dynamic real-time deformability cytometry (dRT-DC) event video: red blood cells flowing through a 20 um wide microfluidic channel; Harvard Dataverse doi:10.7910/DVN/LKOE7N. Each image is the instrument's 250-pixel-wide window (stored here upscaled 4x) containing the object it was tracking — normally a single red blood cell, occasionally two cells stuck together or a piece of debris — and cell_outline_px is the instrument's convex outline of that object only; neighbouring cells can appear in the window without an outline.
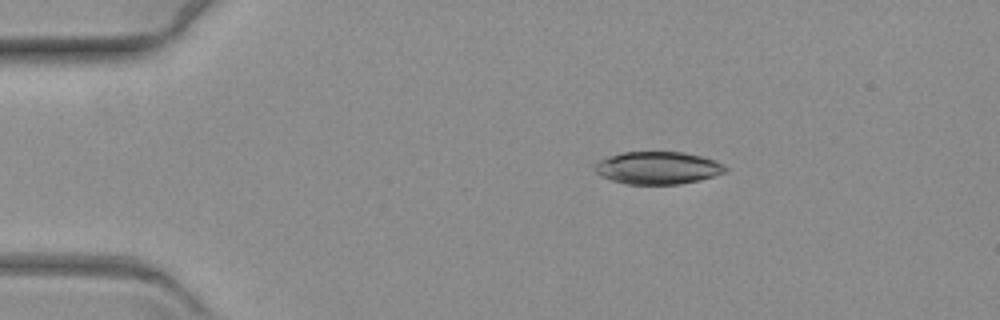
{"species": "common noctule bat (a hibernating species)", "species_latin": "Nyctalus noctula", "temperature_condition": "warm", "stored_images_in_passage": 59, "camera_frame_rate_fps": 3000, "um_per_image_px": 0.085, "animal": {"sex": "female", "body_mass_g": 19.3, "forearm_length_mm": 54.1}, "frame": {"image": 1, "passage_image": 10, "time_ms": 3.0, "image_size_px": [1000, 320], "cell_outline_px": [[728, 168], [724, 172], [712, 176], [680, 184], [624, 184], [612, 180], [596, 172], [596, 160], [608, 156], [624, 152], [684, 152], [716, 160], [724, 164]], "centroid_in_image_um": [55.91, 14.26], "position_along_channel_um": 29.1, "area_um2": 24.57}}
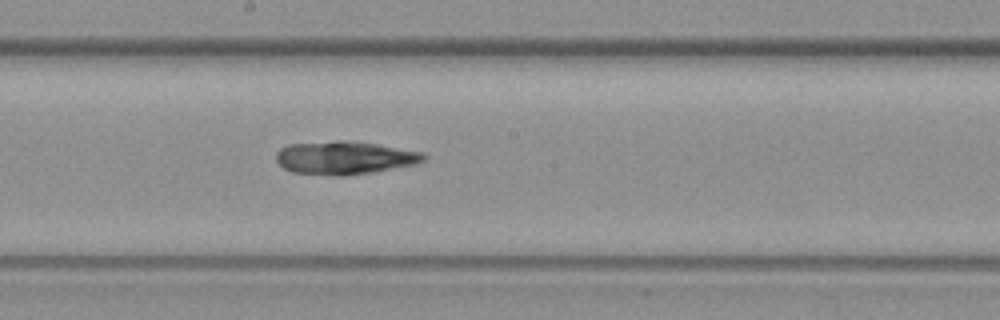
{"frame": {"image": 2, "passage_image": 32, "time_ms": 10.333, "image_size_px": [1000, 320], "cell_outline_px": [[428, 156], [424, 160], [416, 164], [372, 172], [344, 176], [336, 176], [292, 172], [284, 168], [276, 160], [276, 152], [280, 148], [288, 144], [336, 140], [348, 140], [376, 144], [424, 152]], "centroid_in_image_um": [29.28, 13.4], "position_along_channel_um": 218.9, "area_um2": 28.67}}
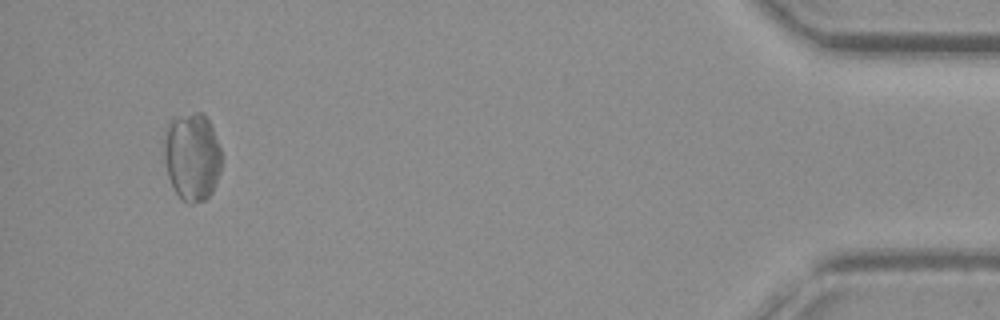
{"frame": {"image": 3, "passage_image": 56, "time_ms": 18.333, "image_size_px": [1000, 320], "cell_outline_px": [[224, 156], [220, 172], [212, 192], [204, 200], [192, 204], [188, 204], [176, 192], [168, 176], [164, 160], [164, 140], [168, 120], [180, 116], [196, 112], [204, 112], [212, 128]], "centroid_in_image_um": [16.34, 13.3], "position_along_channel_um": 418.9, "area_um2": 29.77}}